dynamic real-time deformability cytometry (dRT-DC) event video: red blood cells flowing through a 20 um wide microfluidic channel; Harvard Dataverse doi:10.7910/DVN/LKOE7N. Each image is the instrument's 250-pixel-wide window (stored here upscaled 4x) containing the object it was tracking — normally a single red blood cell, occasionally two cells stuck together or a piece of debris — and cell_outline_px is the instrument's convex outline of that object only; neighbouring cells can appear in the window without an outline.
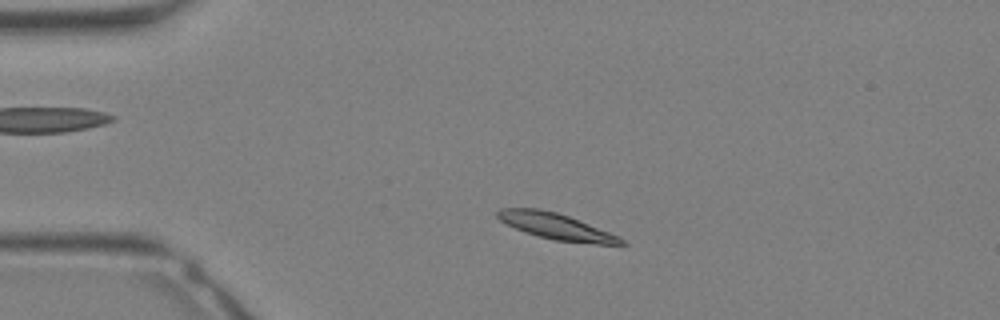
{"species": "Egyptian fruit bat (a non-hibernating species)", "species_latin": "Rousettus aegyptiacus", "temperature_condition": "warm", "stored_images_in_passage": 9, "camera_frame_rate_fps": 3000, "um_per_image_px": 0.085, "animal": {"sex": "female"}, "frame": {"image": 1, "passage_image": 4, "time_ms": 1.0, "image_size_px": [1000, 320], "cell_outline_px": [[628, 244], [596, 244], [556, 240], [524, 232], [500, 220], [496, 216], [496, 212], [500, 208], [540, 208], [556, 212], [568, 216], [620, 236]], "centroid_in_image_um": [47.28, 19.23], "position_along_channel_um": 37.7, "area_um2": 18.61}}
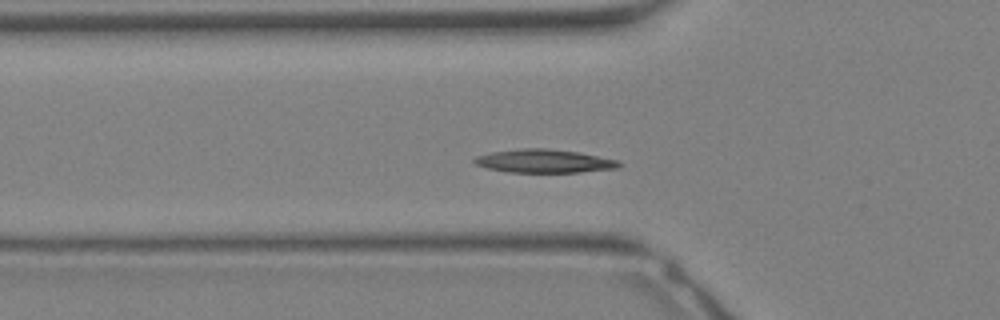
{"frame": {"image": 2, "passage_image": 8, "time_ms": 2.333, "image_size_px": [1000, 320], "cell_outline_px": [[624, 164], [620, 168], [580, 172], [508, 172], [488, 168], [476, 164], [472, 160], [476, 156], [492, 152], [520, 148], [548, 148], [580, 152], [616, 160]], "centroid_in_image_um": [46.29, 13.69], "position_along_channel_um": 79.5, "area_um2": 19.77}}